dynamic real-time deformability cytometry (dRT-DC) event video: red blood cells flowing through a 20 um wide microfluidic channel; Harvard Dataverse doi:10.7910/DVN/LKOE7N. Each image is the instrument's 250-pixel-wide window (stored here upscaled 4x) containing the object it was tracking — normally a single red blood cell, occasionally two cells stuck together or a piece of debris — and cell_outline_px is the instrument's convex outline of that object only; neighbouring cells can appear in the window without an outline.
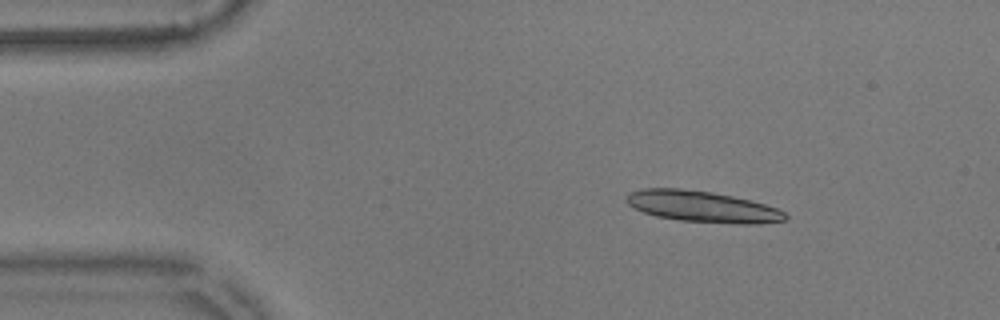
{"species": "common noctule bat (a hibernating species)", "species_latin": "Nyctalus noctula", "temperature_condition": "warm", "stored_images_in_passage": 56, "camera_frame_rate_fps": 3000, "um_per_image_px": 0.085, "animal": {"sex": "male", "body_mass_g": 17.9}, "frame": {"image": 1, "passage_image": 8, "time_ms": 2.333, "image_size_px": [1000, 320], "cell_outline_px": [[788, 216], [784, 220], [760, 224], [744, 224], [680, 220], [656, 216], [644, 212], [628, 204], [628, 196], [632, 192], [644, 188], [680, 188], [708, 192], [732, 196], [764, 204], [776, 208], [784, 212]], "centroid_in_image_um": [59.73, 17.57], "position_along_channel_um": 25.3, "area_um2": 28.26}}
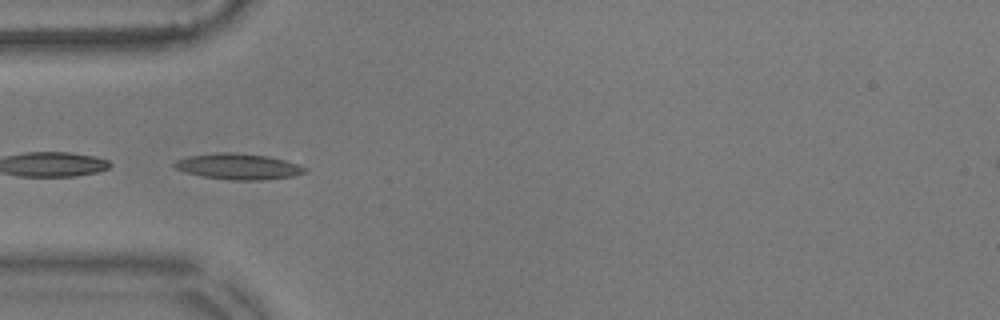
{"frame": {"image": 2, "passage_image": 17, "time_ms": 5.333, "image_size_px": [1000, 320], "cell_outline_px": [[308, 168], [304, 172], [292, 176], [260, 180], [232, 180], [204, 176], [184, 172], [176, 168], [172, 164], [176, 160], [188, 156], [216, 152], [232, 152], [268, 156], [284, 160]], "centroid_in_image_um": [20.22, 14.14], "position_along_channel_um": 64.8, "area_um2": 19.48}}
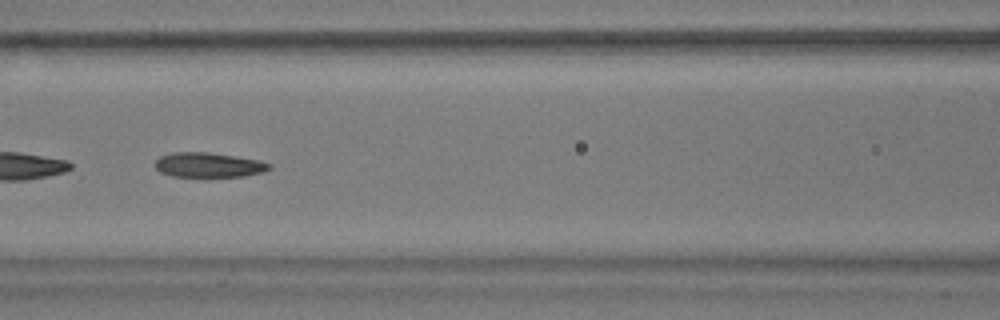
{"frame": {"image": 3, "passage_image": 24, "time_ms": 7.667, "image_size_px": [1000, 320], "cell_outline_px": [[272, 168], [264, 172], [244, 176], [172, 176], [160, 172], [156, 168], [156, 160], [160, 156], [172, 152], [208, 152], [236, 156], [260, 160], [272, 164]], "centroid_in_image_um": [17.77, 14.01], "position_along_channel_um": 148.8, "area_um2": 16.47}, "authors_computed_cell_mechanics": {"area_um2": 17.3978, "velocity_mm_per_s": 3.5833, "shape_relaxation_time_tau1_ms": 6.4733, "shape_relaxation_time_tau2_ms": 2.8054, "deformation_change_tau1": 0.1567, "deformation_change_tau2": 0.0975}}